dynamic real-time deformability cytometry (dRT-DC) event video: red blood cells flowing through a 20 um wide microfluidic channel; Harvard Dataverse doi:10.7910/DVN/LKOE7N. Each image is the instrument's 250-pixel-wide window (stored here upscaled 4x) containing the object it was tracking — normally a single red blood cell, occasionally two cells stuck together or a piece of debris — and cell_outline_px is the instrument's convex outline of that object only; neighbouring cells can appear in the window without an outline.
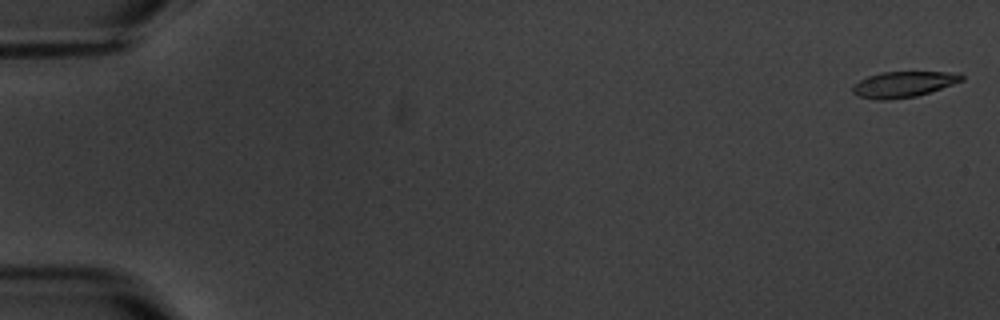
{"species": "common noctule bat (a hibernating species)", "species_latin": "Nyctalus noctula", "temperature_condition": "warm", "stored_images_in_passage": 7, "camera_frame_rate_fps": 3000, "um_per_image_px": 0.085, "animal": {"sex": "male", "body_mass_g": 20.1, "forearm_length_mm": 53.5}, "frame": {"image": 1, "passage_image": 1, "time_ms": 0.0, "image_size_px": [1000, 320], "cell_outline_px": [[964, 80], [916, 96], [888, 100], [876, 100], [860, 96], [852, 92], [852, 88], [860, 80], [868, 76], [880, 72], [960, 72], [964, 76]], "centroid_in_image_um": [76.8, 7.16], "position_along_channel_um": 8.2, "area_um2": 16.24}}
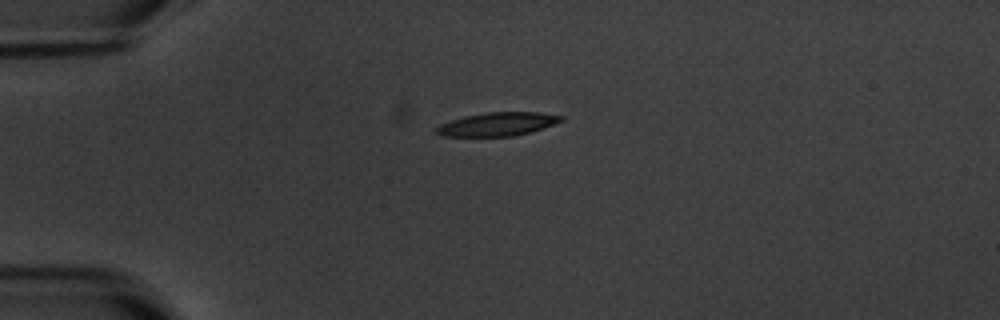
{"frame": {"image": 2, "passage_image": 5, "time_ms": 4.667, "image_size_px": [1000, 320], "cell_outline_px": [[564, 120], [544, 128], [512, 136], [444, 136], [436, 132], [436, 128], [440, 124], [464, 116], [488, 112], [540, 112], [564, 116]], "centroid_in_image_um": [42.33, 10.54], "position_along_channel_um": 42.7, "area_um2": 16.94}}